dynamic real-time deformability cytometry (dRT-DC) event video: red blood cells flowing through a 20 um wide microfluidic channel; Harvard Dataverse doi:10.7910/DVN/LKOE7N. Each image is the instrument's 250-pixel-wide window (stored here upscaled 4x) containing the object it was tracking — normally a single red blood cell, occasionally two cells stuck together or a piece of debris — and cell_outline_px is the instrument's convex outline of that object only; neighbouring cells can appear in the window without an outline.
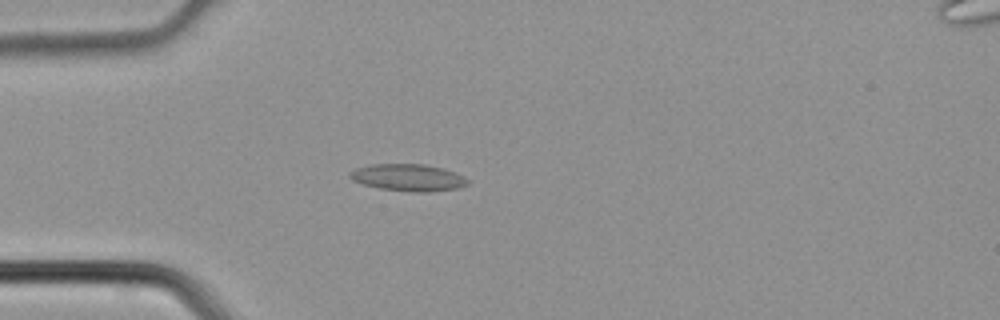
{"species": "common noctule bat (a hibernating species)", "species_latin": "Nyctalus noctula", "temperature_condition": "cold", "stored_images_in_passage": 3, "camera_frame_rate_fps": 3000, "um_per_image_px": 0.085, "animal": {"sex": "male", "body_mass_g": 21.5, "forearm_length_mm": 52.0}, "frame": {"image": 1, "passage_image": 3, "time_ms": 0.667, "image_size_px": [1000, 320], "cell_outline_px": [[468, 184], [456, 188], [428, 192], [412, 192], [380, 188], [364, 184], [352, 180], [348, 176], [348, 172], [356, 168], [372, 164], [424, 164], [440, 168], [464, 176], [468, 180]], "centroid_in_image_um": [34.65, 15.09], "position_along_channel_um": 50.3, "area_um2": 18.32}}